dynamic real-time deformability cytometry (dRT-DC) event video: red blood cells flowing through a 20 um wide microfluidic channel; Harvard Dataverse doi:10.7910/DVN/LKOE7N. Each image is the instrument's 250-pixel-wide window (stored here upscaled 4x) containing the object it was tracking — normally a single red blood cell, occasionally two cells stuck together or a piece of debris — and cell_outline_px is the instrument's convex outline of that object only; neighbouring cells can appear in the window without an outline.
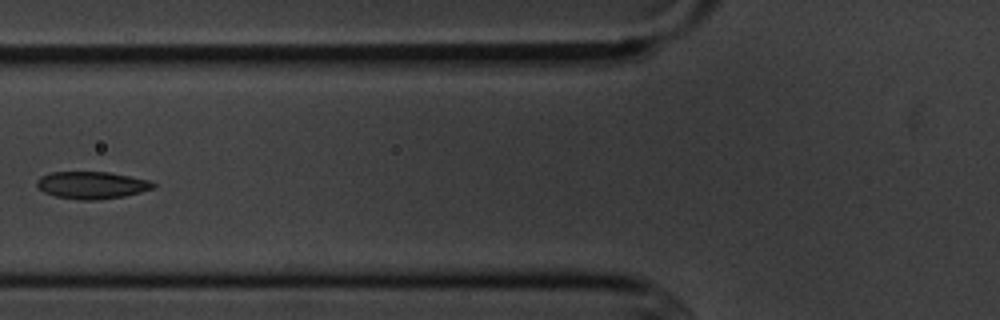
{"species": "common noctule bat (a hibernating species)", "species_latin": "Nyctalus noctula", "temperature_condition": "cold", "stored_images_in_passage": 7, "camera_frame_rate_fps": 3000, "um_per_image_px": 0.085, "animal": {"sex": "male", "body_mass_g": 20.1, "forearm_length_mm": 53.5}, "frame": {"image": 1, "passage_image": 7, "time_ms": 7.0, "image_size_px": [1000, 320], "cell_outline_px": [[156, 188], [124, 196], [96, 200], [80, 200], [56, 196], [44, 192], [36, 184], [36, 180], [40, 176], [52, 172], [108, 172], [152, 180], [156, 184]], "centroid_in_image_um": [7.84, 15.73], "position_along_channel_um": 118.0, "area_um2": 18.55}}